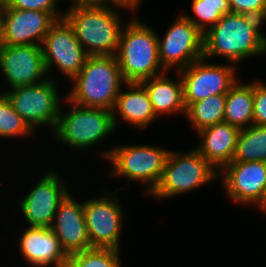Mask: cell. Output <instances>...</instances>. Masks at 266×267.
<instances>
[{
	"mask_svg": "<svg viewBox=\"0 0 266 267\" xmlns=\"http://www.w3.org/2000/svg\"><path fill=\"white\" fill-rule=\"evenodd\" d=\"M264 22L256 17L227 13L203 36V57H223L238 64L248 58L261 56Z\"/></svg>",
	"mask_w": 266,
	"mask_h": 267,
	"instance_id": "obj_1",
	"label": "cell"
},
{
	"mask_svg": "<svg viewBox=\"0 0 266 267\" xmlns=\"http://www.w3.org/2000/svg\"><path fill=\"white\" fill-rule=\"evenodd\" d=\"M66 98L83 107L113 111L124 80L116 55L88 56ZM123 85V86H122Z\"/></svg>",
	"mask_w": 266,
	"mask_h": 267,
	"instance_id": "obj_2",
	"label": "cell"
},
{
	"mask_svg": "<svg viewBox=\"0 0 266 267\" xmlns=\"http://www.w3.org/2000/svg\"><path fill=\"white\" fill-rule=\"evenodd\" d=\"M119 9L112 4L65 10L63 18L73 28L77 40L88 56L116 55L124 25Z\"/></svg>",
	"mask_w": 266,
	"mask_h": 267,
	"instance_id": "obj_3",
	"label": "cell"
},
{
	"mask_svg": "<svg viewBox=\"0 0 266 267\" xmlns=\"http://www.w3.org/2000/svg\"><path fill=\"white\" fill-rule=\"evenodd\" d=\"M129 20L121 30L116 54L124 80L142 82L164 73L155 29L133 15Z\"/></svg>",
	"mask_w": 266,
	"mask_h": 267,
	"instance_id": "obj_4",
	"label": "cell"
},
{
	"mask_svg": "<svg viewBox=\"0 0 266 267\" xmlns=\"http://www.w3.org/2000/svg\"><path fill=\"white\" fill-rule=\"evenodd\" d=\"M169 149L154 145H115L110 150L99 154L110 162L111 176L125 177L130 181L139 182L145 187L146 195H150L157 187L164 169Z\"/></svg>",
	"mask_w": 266,
	"mask_h": 267,
	"instance_id": "obj_5",
	"label": "cell"
},
{
	"mask_svg": "<svg viewBox=\"0 0 266 267\" xmlns=\"http://www.w3.org/2000/svg\"><path fill=\"white\" fill-rule=\"evenodd\" d=\"M68 111L60 109L58 122L52 135L57 141L74 150L91 148L107 138L117 129L113 113L104 108L83 107L72 103L66 97Z\"/></svg>",
	"mask_w": 266,
	"mask_h": 267,
	"instance_id": "obj_6",
	"label": "cell"
},
{
	"mask_svg": "<svg viewBox=\"0 0 266 267\" xmlns=\"http://www.w3.org/2000/svg\"><path fill=\"white\" fill-rule=\"evenodd\" d=\"M219 172L195 149L169 150L161 179L150 194L156 199H171L218 179Z\"/></svg>",
	"mask_w": 266,
	"mask_h": 267,
	"instance_id": "obj_7",
	"label": "cell"
},
{
	"mask_svg": "<svg viewBox=\"0 0 266 267\" xmlns=\"http://www.w3.org/2000/svg\"><path fill=\"white\" fill-rule=\"evenodd\" d=\"M57 87L55 81L48 77L36 85L19 86L3 93L34 132L41 125L51 128L52 133L61 109Z\"/></svg>",
	"mask_w": 266,
	"mask_h": 267,
	"instance_id": "obj_8",
	"label": "cell"
},
{
	"mask_svg": "<svg viewBox=\"0 0 266 267\" xmlns=\"http://www.w3.org/2000/svg\"><path fill=\"white\" fill-rule=\"evenodd\" d=\"M204 57L181 69L184 104L187 107L212 95L227 94L238 81L237 66L233 63H207Z\"/></svg>",
	"mask_w": 266,
	"mask_h": 267,
	"instance_id": "obj_9",
	"label": "cell"
},
{
	"mask_svg": "<svg viewBox=\"0 0 266 267\" xmlns=\"http://www.w3.org/2000/svg\"><path fill=\"white\" fill-rule=\"evenodd\" d=\"M105 190L103 196L83 202L87 234L91 248L120 250L124 211L119 204V198L114 195L118 189L113 194H106L107 189Z\"/></svg>",
	"mask_w": 266,
	"mask_h": 267,
	"instance_id": "obj_10",
	"label": "cell"
},
{
	"mask_svg": "<svg viewBox=\"0 0 266 267\" xmlns=\"http://www.w3.org/2000/svg\"><path fill=\"white\" fill-rule=\"evenodd\" d=\"M204 34L183 14L168 28L164 37L158 35V50L165 71L178 72L203 57ZM162 39V40H161Z\"/></svg>",
	"mask_w": 266,
	"mask_h": 267,
	"instance_id": "obj_11",
	"label": "cell"
},
{
	"mask_svg": "<svg viewBox=\"0 0 266 267\" xmlns=\"http://www.w3.org/2000/svg\"><path fill=\"white\" fill-rule=\"evenodd\" d=\"M46 72L57 66L61 75L72 80L82 69L88 57L77 40L73 28L64 19L57 20L45 35L41 44Z\"/></svg>",
	"mask_w": 266,
	"mask_h": 267,
	"instance_id": "obj_12",
	"label": "cell"
},
{
	"mask_svg": "<svg viewBox=\"0 0 266 267\" xmlns=\"http://www.w3.org/2000/svg\"><path fill=\"white\" fill-rule=\"evenodd\" d=\"M19 204L30 227H50L60 202L69 193L65 180L56 171L48 170Z\"/></svg>",
	"mask_w": 266,
	"mask_h": 267,
	"instance_id": "obj_13",
	"label": "cell"
},
{
	"mask_svg": "<svg viewBox=\"0 0 266 267\" xmlns=\"http://www.w3.org/2000/svg\"><path fill=\"white\" fill-rule=\"evenodd\" d=\"M227 198L241 205L257 208L266 190V162H231L225 165L219 176Z\"/></svg>",
	"mask_w": 266,
	"mask_h": 267,
	"instance_id": "obj_14",
	"label": "cell"
},
{
	"mask_svg": "<svg viewBox=\"0 0 266 267\" xmlns=\"http://www.w3.org/2000/svg\"><path fill=\"white\" fill-rule=\"evenodd\" d=\"M0 71L9 89L36 85L48 79L41 46L1 45Z\"/></svg>",
	"mask_w": 266,
	"mask_h": 267,
	"instance_id": "obj_15",
	"label": "cell"
},
{
	"mask_svg": "<svg viewBox=\"0 0 266 267\" xmlns=\"http://www.w3.org/2000/svg\"><path fill=\"white\" fill-rule=\"evenodd\" d=\"M2 45L41 46L45 35L57 19L48 12L1 7Z\"/></svg>",
	"mask_w": 266,
	"mask_h": 267,
	"instance_id": "obj_16",
	"label": "cell"
},
{
	"mask_svg": "<svg viewBox=\"0 0 266 267\" xmlns=\"http://www.w3.org/2000/svg\"><path fill=\"white\" fill-rule=\"evenodd\" d=\"M50 228L68 255L91 248L83 201H76L70 192L60 202Z\"/></svg>",
	"mask_w": 266,
	"mask_h": 267,
	"instance_id": "obj_17",
	"label": "cell"
},
{
	"mask_svg": "<svg viewBox=\"0 0 266 267\" xmlns=\"http://www.w3.org/2000/svg\"><path fill=\"white\" fill-rule=\"evenodd\" d=\"M19 251L33 267H66L69 255L50 227L27 226L20 235Z\"/></svg>",
	"mask_w": 266,
	"mask_h": 267,
	"instance_id": "obj_18",
	"label": "cell"
},
{
	"mask_svg": "<svg viewBox=\"0 0 266 267\" xmlns=\"http://www.w3.org/2000/svg\"><path fill=\"white\" fill-rule=\"evenodd\" d=\"M240 129L223 121L197 132L196 150L219 172L232 162Z\"/></svg>",
	"mask_w": 266,
	"mask_h": 267,
	"instance_id": "obj_19",
	"label": "cell"
},
{
	"mask_svg": "<svg viewBox=\"0 0 266 267\" xmlns=\"http://www.w3.org/2000/svg\"><path fill=\"white\" fill-rule=\"evenodd\" d=\"M124 86L127 90H120L112 111L115 128L119 117L123 122L133 125L134 128L146 130L158 117L146 88L140 82H126Z\"/></svg>",
	"mask_w": 266,
	"mask_h": 267,
	"instance_id": "obj_20",
	"label": "cell"
},
{
	"mask_svg": "<svg viewBox=\"0 0 266 267\" xmlns=\"http://www.w3.org/2000/svg\"><path fill=\"white\" fill-rule=\"evenodd\" d=\"M168 71L153 76L140 82L148 93L155 114L159 116L179 114L185 115L183 81L177 72L179 79L174 81L166 76Z\"/></svg>",
	"mask_w": 266,
	"mask_h": 267,
	"instance_id": "obj_21",
	"label": "cell"
},
{
	"mask_svg": "<svg viewBox=\"0 0 266 267\" xmlns=\"http://www.w3.org/2000/svg\"><path fill=\"white\" fill-rule=\"evenodd\" d=\"M224 121L245 129L253 124V81H238L226 94Z\"/></svg>",
	"mask_w": 266,
	"mask_h": 267,
	"instance_id": "obj_22",
	"label": "cell"
},
{
	"mask_svg": "<svg viewBox=\"0 0 266 267\" xmlns=\"http://www.w3.org/2000/svg\"><path fill=\"white\" fill-rule=\"evenodd\" d=\"M226 94L212 95L186 107L185 117L197 133L224 121Z\"/></svg>",
	"mask_w": 266,
	"mask_h": 267,
	"instance_id": "obj_23",
	"label": "cell"
},
{
	"mask_svg": "<svg viewBox=\"0 0 266 267\" xmlns=\"http://www.w3.org/2000/svg\"><path fill=\"white\" fill-rule=\"evenodd\" d=\"M266 162V126L252 124L241 129L232 162Z\"/></svg>",
	"mask_w": 266,
	"mask_h": 267,
	"instance_id": "obj_24",
	"label": "cell"
},
{
	"mask_svg": "<svg viewBox=\"0 0 266 267\" xmlns=\"http://www.w3.org/2000/svg\"><path fill=\"white\" fill-rule=\"evenodd\" d=\"M191 9L196 19L188 14H182L203 34L214 26L224 14L231 12L229 0H192Z\"/></svg>",
	"mask_w": 266,
	"mask_h": 267,
	"instance_id": "obj_25",
	"label": "cell"
},
{
	"mask_svg": "<svg viewBox=\"0 0 266 267\" xmlns=\"http://www.w3.org/2000/svg\"><path fill=\"white\" fill-rule=\"evenodd\" d=\"M120 250L90 248L69 255L66 267H122Z\"/></svg>",
	"mask_w": 266,
	"mask_h": 267,
	"instance_id": "obj_26",
	"label": "cell"
},
{
	"mask_svg": "<svg viewBox=\"0 0 266 267\" xmlns=\"http://www.w3.org/2000/svg\"><path fill=\"white\" fill-rule=\"evenodd\" d=\"M34 133L6 95L0 93V138L29 137Z\"/></svg>",
	"mask_w": 266,
	"mask_h": 267,
	"instance_id": "obj_27",
	"label": "cell"
},
{
	"mask_svg": "<svg viewBox=\"0 0 266 267\" xmlns=\"http://www.w3.org/2000/svg\"><path fill=\"white\" fill-rule=\"evenodd\" d=\"M57 6L58 0H8L4 7L21 10L44 11L51 13L57 20H60L63 18L64 13L57 9Z\"/></svg>",
	"mask_w": 266,
	"mask_h": 267,
	"instance_id": "obj_28",
	"label": "cell"
},
{
	"mask_svg": "<svg viewBox=\"0 0 266 267\" xmlns=\"http://www.w3.org/2000/svg\"><path fill=\"white\" fill-rule=\"evenodd\" d=\"M231 12L256 17L266 23V0H229Z\"/></svg>",
	"mask_w": 266,
	"mask_h": 267,
	"instance_id": "obj_29",
	"label": "cell"
},
{
	"mask_svg": "<svg viewBox=\"0 0 266 267\" xmlns=\"http://www.w3.org/2000/svg\"><path fill=\"white\" fill-rule=\"evenodd\" d=\"M253 124L266 126V83L253 81Z\"/></svg>",
	"mask_w": 266,
	"mask_h": 267,
	"instance_id": "obj_30",
	"label": "cell"
},
{
	"mask_svg": "<svg viewBox=\"0 0 266 267\" xmlns=\"http://www.w3.org/2000/svg\"><path fill=\"white\" fill-rule=\"evenodd\" d=\"M143 0H106L107 4L117 5L126 8L129 11L136 12L141 6Z\"/></svg>",
	"mask_w": 266,
	"mask_h": 267,
	"instance_id": "obj_31",
	"label": "cell"
},
{
	"mask_svg": "<svg viewBox=\"0 0 266 267\" xmlns=\"http://www.w3.org/2000/svg\"><path fill=\"white\" fill-rule=\"evenodd\" d=\"M71 5L67 8L68 10L79 8V7H95L107 4L106 0H70Z\"/></svg>",
	"mask_w": 266,
	"mask_h": 267,
	"instance_id": "obj_32",
	"label": "cell"
},
{
	"mask_svg": "<svg viewBox=\"0 0 266 267\" xmlns=\"http://www.w3.org/2000/svg\"><path fill=\"white\" fill-rule=\"evenodd\" d=\"M3 39V16H2V9L0 7V46L2 45Z\"/></svg>",
	"mask_w": 266,
	"mask_h": 267,
	"instance_id": "obj_33",
	"label": "cell"
},
{
	"mask_svg": "<svg viewBox=\"0 0 266 267\" xmlns=\"http://www.w3.org/2000/svg\"><path fill=\"white\" fill-rule=\"evenodd\" d=\"M266 54V34L262 33L261 55Z\"/></svg>",
	"mask_w": 266,
	"mask_h": 267,
	"instance_id": "obj_34",
	"label": "cell"
},
{
	"mask_svg": "<svg viewBox=\"0 0 266 267\" xmlns=\"http://www.w3.org/2000/svg\"><path fill=\"white\" fill-rule=\"evenodd\" d=\"M258 210H261V212L263 211V213L266 214V190L264 193V198H263V202L257 207Z\"/></svg>",
	"mask_w": 266,
	"mask_h": 267,
	"instance_id": "obj_35",
	"label": "cell"
},
{
	"mask_svg": "<svg viewBox=\"0 0 266 267\" xmlns=\"http://www.w3.org/2000/svg\"><path fill=\"white\" fill-rule=\"evenodd\" d=\"M8 0H0V7H4L7 4Z\"/></svg>",
	"mask_w": 266,
	"mask_h": 267,
	"instance_id": "obj_36",
	"label": "cell"
}]
</instances>
